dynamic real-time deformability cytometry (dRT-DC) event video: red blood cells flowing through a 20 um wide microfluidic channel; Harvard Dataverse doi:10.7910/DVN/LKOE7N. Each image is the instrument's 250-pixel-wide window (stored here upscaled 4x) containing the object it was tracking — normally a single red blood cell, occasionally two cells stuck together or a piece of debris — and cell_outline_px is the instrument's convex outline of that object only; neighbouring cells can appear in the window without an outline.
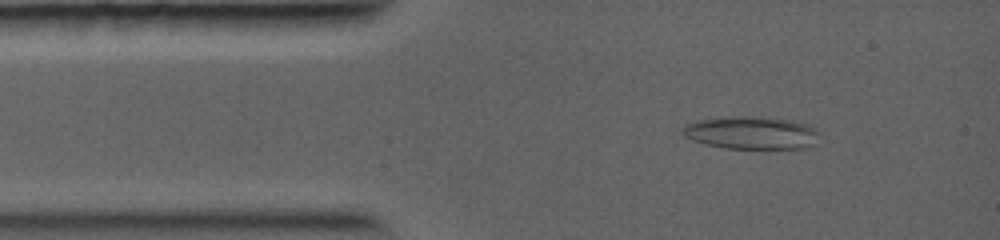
{"species": "common noctule bat (a hibernating species)", "species_latin": "Nyctalus noctula", "temperature_condition": "warm", "stored_images_in_passage": 5, "camera_frame_rate_fps": 5000, "um_per_image_px": 0.085, "animal": {"sex": "female", "body_mass_g": 19.0, "forearm_length_mm": 56.7}, "frame": {"image": 1, "passage_image": 2, "time_ms": 0.6, "image_size_px": [1000, 240], "cell_outline_px": [[820, 132], [812, 144], [800, 148], [724, 148], [692, 140], [684, 136], [680, 132], [680, 128], [684, 124], [696, 120], [732, 116], [760, 116], [792, 120], [816, 128]], "centroid_in_image_um": [63.79, 11.26], "position_along_channel_um": 21.2, "area_um2": 26.13}}
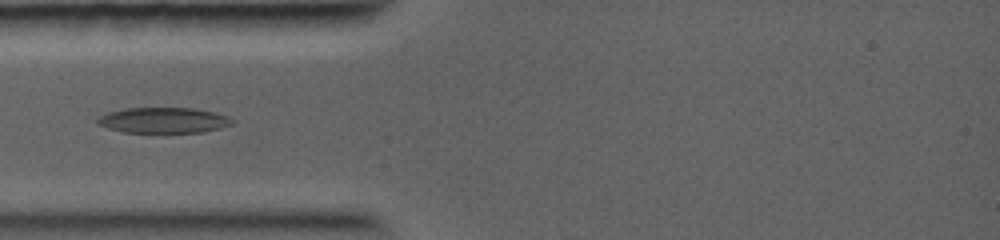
{"frame": {"image": 2, "passage_image": 4, "time_ms": 2.4, "image_size_px": [1000, 240], "cell_outline_px": [[236, 120], [232, 124], [220, 128], [200, 132], [120, 132], [96, 124], [96, 120], [100, 116], [108, 112], [124, 108], [192, 108], [212, 112], [228, 116]], "centroid_in_image_um": [13.87, 10.22], "position_along_channel_um": 71.1, "area_um2": 20.06}}